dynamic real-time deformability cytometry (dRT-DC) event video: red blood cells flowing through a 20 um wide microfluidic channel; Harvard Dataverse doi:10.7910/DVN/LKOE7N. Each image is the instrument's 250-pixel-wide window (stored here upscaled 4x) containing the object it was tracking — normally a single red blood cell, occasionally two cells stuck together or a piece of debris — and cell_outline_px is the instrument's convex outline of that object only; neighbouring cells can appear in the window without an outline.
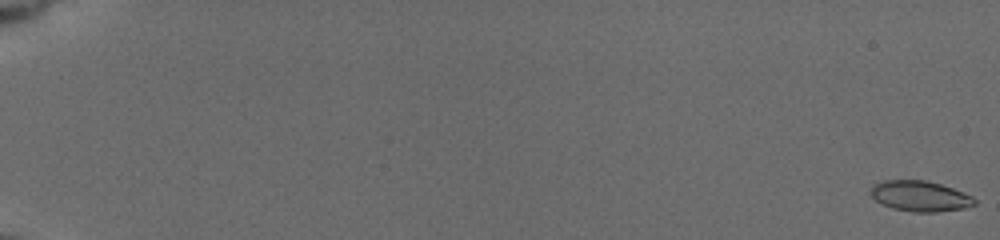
{"species": "common noctule bat (a hibernating species)", "species_latin": "Nyctalus noctula", "temperature_condition": "cold", "stored_images_in_passage": 58, "camera_frame_rate_fps": 3000, "um_per_image_px": 0.085, "animal": {"sex": "female", "body_mass_g": 19.5, "forearm_length_mm": 54.1}, "frame": {"image": 1, "passage_image": 1, "time_ms": 0.0, "image_size_px": [1000, 240], "cell_outline_px": [[976, 204], [964, 208], [936, 212], [912, 212], [892, 208], [880, 204], [868, 192], [872, 184], [880, 180], [924, 180], [940, 184], [964, 192], [972, 196], [976, 200]], "centroid_in_image_um": [78.15, 16.66], "position_along_channel_um": 6.8, "area_um2": 18.73}}
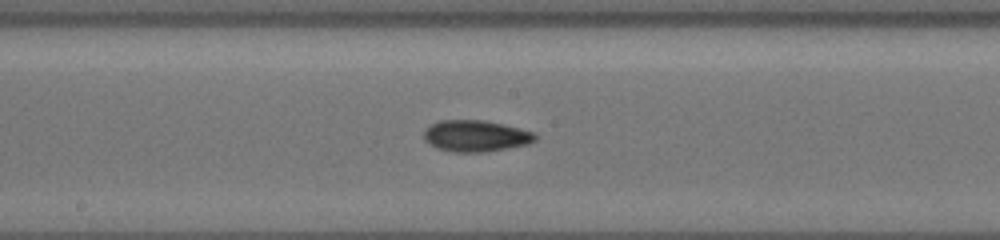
{"frame": {"image": 2, "passage_image": 34, "time_ms": 11.0, "image_size_px": [1000, 240], "cell_outline_px": [[536, 140], [528, 144], [508, 148], [484, 152], [452, 152], [436, 148], [428, 144], [424, 140], [424, 132], [432, 124], [440, 120], [480, 120], [504, 124], [536, 132]], "centroid_in_image_um": [40.45, 11.56], "position_along_channel_um": 207.8, "area_um2": 20.46}}
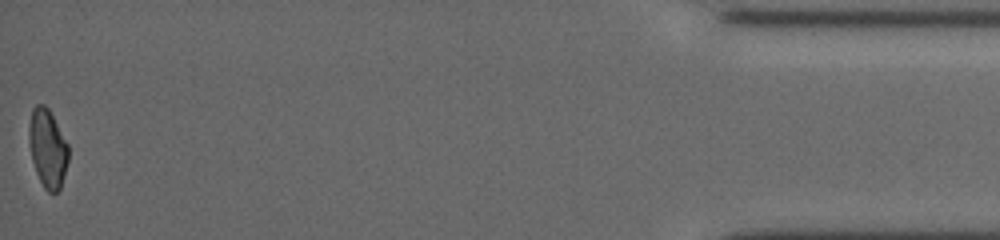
{"frame": {"image": 3, "passage_image": 58, "time_ms": 19.0, "image_size_px": [1000, 240], "cell_outline_px": [[68, 160], [60, 188], [56, 192], [48, 192], [44, 188], [36, 172], [32, 160], [28, 140], [28, 128], [32, 108], [36, 104], [44, 104], [48, 108], [68, 144]], "centroid_in_image_um": [4.03, 12.58], "position_along_channel_um": 431.2, "area_um2": 17.92}, "authors_computed_cell_mechanics": {"area_um2": 18.8428, "velocity_mm_per_s": 3.7707, "shape_relaxation_time_tau1_ms": 4.8987, "shape_relaxation_time_tau2_ms": 3.2679, "deformation_change_tau1": 0.1161, "deformation_change_tau2": 0.0862}}